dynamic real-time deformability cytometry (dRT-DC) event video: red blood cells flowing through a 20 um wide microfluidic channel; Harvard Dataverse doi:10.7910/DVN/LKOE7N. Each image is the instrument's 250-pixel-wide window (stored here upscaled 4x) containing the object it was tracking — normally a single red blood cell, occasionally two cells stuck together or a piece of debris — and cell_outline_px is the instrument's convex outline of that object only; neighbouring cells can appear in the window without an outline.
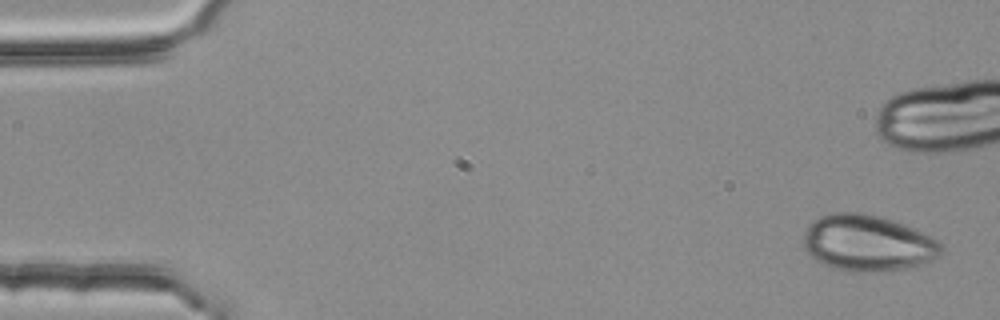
{"species": "common noctule bat (a hibernating species)", "species_latin": "Nyctalus noctula", "temperature_condition": "room temperature", "stored_images_in_passage": 4, "camera_frame_rate_fps": 3000, "um_per_image_px": 0.085, "animal": {"sex": "female", "body_mass_g": 25.1}, "frame": {"image": 1, "passage_image": 1, "time_ms": 0.0, "image_size_px": [1000, 320], "cell_outline_px": [[944, 252], [940, 256], [924, 264], [904, 268], [876, 272], [848, 272], [832, 268], [816, 260], [804, 248], [804, 232], [808, 224], [812, 220], [820, 216], [836, 212], [864, 212], [884, 216], [904, 224], [932, 236], [944, 248]], "centroid_in_image_um": [73.77, 20.65], "position_along_channel_um": 11.2, "area_um2": 45.78}}